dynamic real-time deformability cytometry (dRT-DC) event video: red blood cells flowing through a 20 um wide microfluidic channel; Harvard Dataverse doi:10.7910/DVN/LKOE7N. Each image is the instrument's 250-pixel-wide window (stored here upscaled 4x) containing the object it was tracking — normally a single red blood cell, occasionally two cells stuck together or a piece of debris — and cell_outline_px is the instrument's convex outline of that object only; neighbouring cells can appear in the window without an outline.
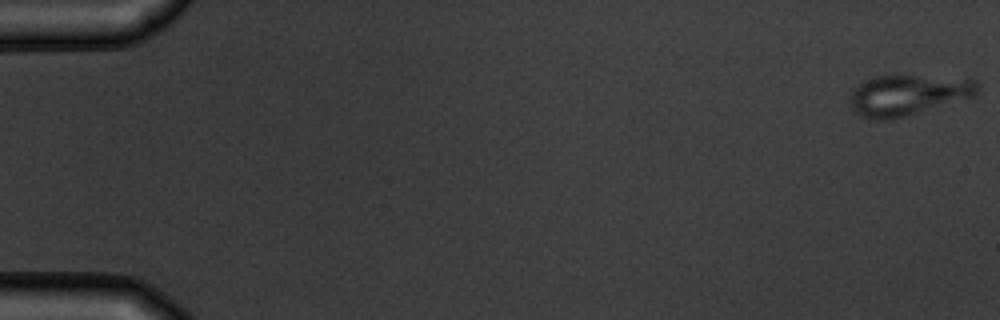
{"species": "common noctule bat (a hibernating species)", "species_latin": "Nyctalus noctula", "temperature_condition": "warm", "stored_images_in_passage": 6, "camera_frame_rate_fps": 3000, "um_per_image_px": 0.085, "animal": {"sex": "male", "body_mass_g": 19.5, "forearm_length_mm": 54.6}, "frame": {"image": 1, "passage_image": 1, "time_ms": 0.0, "image_size_px": [1000, 320], "cell_outline_px": [[980, 88], [972, 96], [908, 116], [892, 120], [872, 120], [860, 116], [852, 108], [848, 96], [852, 88], [856, 84], [864, 80], [876, 76], [892, 72], [900, 72], [968, 76], [976, 80]], "centroid_in_image_um": [77.17, 7.98], "position_along_channel_um": 7.8, "area_um2": 32.31}}